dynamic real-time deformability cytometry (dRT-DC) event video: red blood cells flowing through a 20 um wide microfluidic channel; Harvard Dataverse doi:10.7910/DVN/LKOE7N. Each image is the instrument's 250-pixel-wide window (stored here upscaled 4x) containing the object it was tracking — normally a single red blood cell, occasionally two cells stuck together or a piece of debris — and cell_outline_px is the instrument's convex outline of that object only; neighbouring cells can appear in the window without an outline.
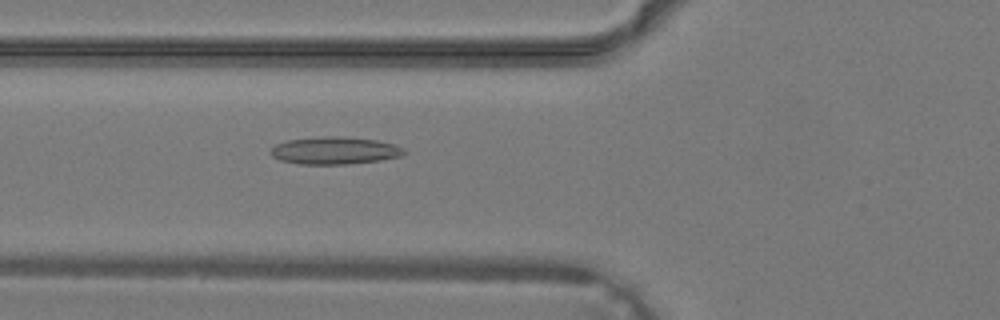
{"species": "common noctule bat (a hibernating species)", "species_latin": "Nyctalus noctula", "temperature_condition": "warm", "stored_images_in_passage": 38, "camera_frame_rate_fps": 3000, "um_per_image_px": 0.085, "animal": {"sex": "male", "body_mass_g": 19.2, "forearm_length_mm": 51.8}, "frame": {"image": 1, "passage_image": 14, "time_ms": 4.333, "image_size_px": [1000, 320], "cell_outline_px": [[408, 152], [400, 156], [380, 160], [344, 164], [300, 164], [280, 160], [272, 156], [268, 152], [276, 144], [288, 140], [324, 136], [336, 136], [376, 140], [392, 144], [404, 148]], "centroid_in_image_um": [28.43, 12.8], "position_along_channel_um": 97.4, "area_um2": 21.15}}
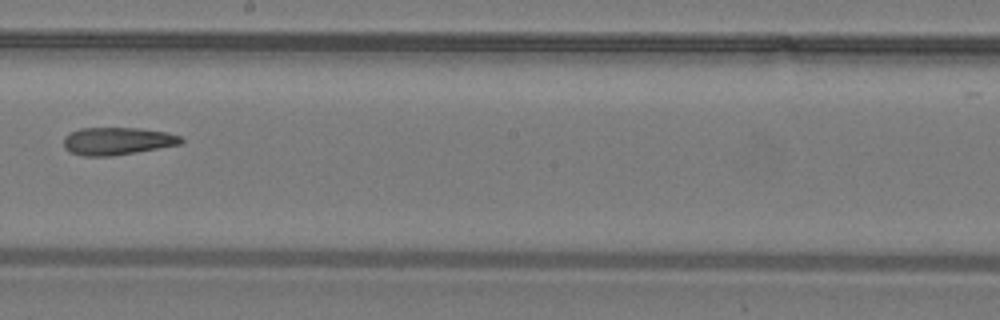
{"frame": {"image": 2, "passage_image": 22, "time_ms": 7.0, "image_size_px": [1000, 320], "cell_outline_px": [[184, 140], [180, 144], [112, 156], [84, 156], [68, 152], [64, 148], [64, 136], [80, 128], [140, 128], [168, 132], [180, 136]], "centroid_in_image_um": [9.95, 11.99], "position_along_channel_um": 238.3, "area_um2": 18.84}}
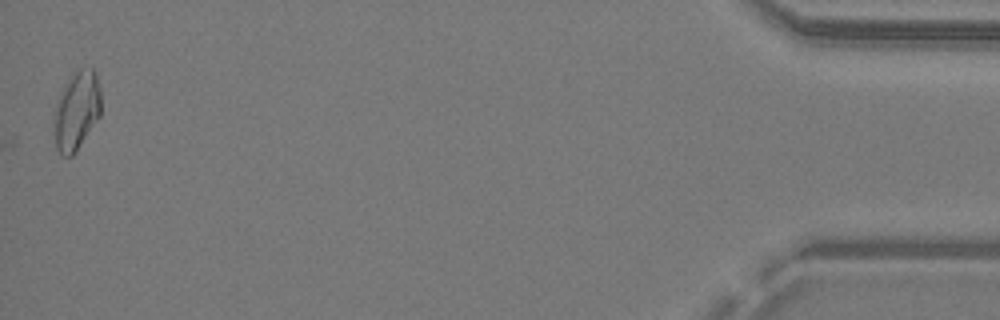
{"frame": {"image": 3, "passage_image": 38, "time_ms": 12.333, "image_size_px": [1000, 320], "cell_outline_px": [[100, 116], [76, 152], [72, 156], [60, 156], [56, 148], [52, 120], [52, 112], [60, 92], [64, 84], [72, 72], [80, 68], [92, 68], [96, 72], [100, 88]], "centroid_in_image_um": [6.47, 9.41], "position_along_channel_um": 428.7, "area_um2": 22.25}}